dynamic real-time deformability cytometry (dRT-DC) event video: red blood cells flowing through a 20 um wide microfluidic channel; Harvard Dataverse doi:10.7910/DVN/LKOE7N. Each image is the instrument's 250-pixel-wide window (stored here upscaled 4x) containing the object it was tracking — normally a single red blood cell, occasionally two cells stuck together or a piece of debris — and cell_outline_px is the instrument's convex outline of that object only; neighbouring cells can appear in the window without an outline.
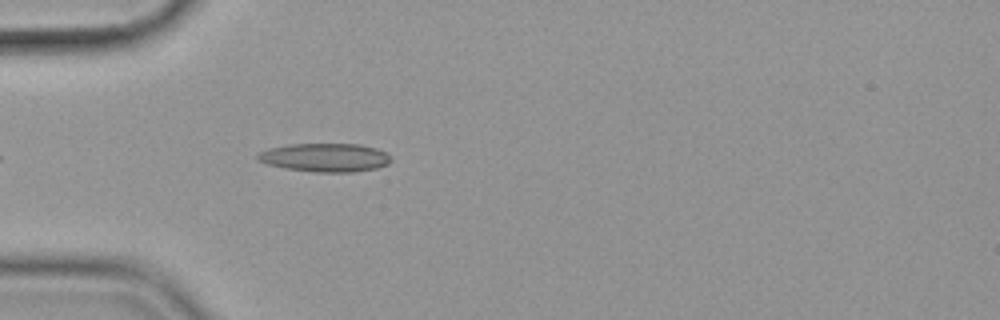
{"species": "common noctule bat (a hibernating species)", "species_latin": "Nyctalus noctula", "temperature_condition": "cold", "stored_images_in_passage": 35, "camera_frame_rate_fps": 3000, "um_per_image_px": 0.085, "animal": {"sex": "female", "body_mass_g": 19.9}, "frame": {"image": 1, "passage_image": 5, "time_ms": 1.333, "image_size_px": [1000, 320], "cell_outline_px": [[392, 160], [388, 164], [376, 168], [352, 172], [316, 172], [284, 168], [268, 164], [256, 160], [256, 152], [268, 148], [292, 144], [360, 144], [376, 148], [384, 152]], "centroid_in_image_um": [27.58, 13.39], "position_along_channel_um": 57.4, "area_um2": 22.2}}
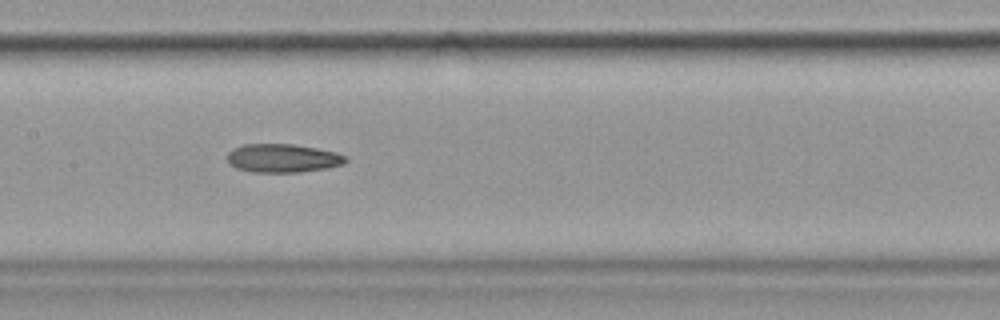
{"frame": {"image": 2, "passage_image": 16, "time_ms": 5.0, "image_size_px": [1000, 320], "cell_outline_px": [[348, 160], [344, 164], [324, 168], [300, 172], [252, 172], [236, 168], [228, 164], [228, 152], [232, 148], [244, 144], [292, 144], [316, 148], [336, 152], [348, 156]], "centroid_in_image_um": [24.02, 13.44], "position_along_channel_um": 183.4, "area_um2": 19.77}}
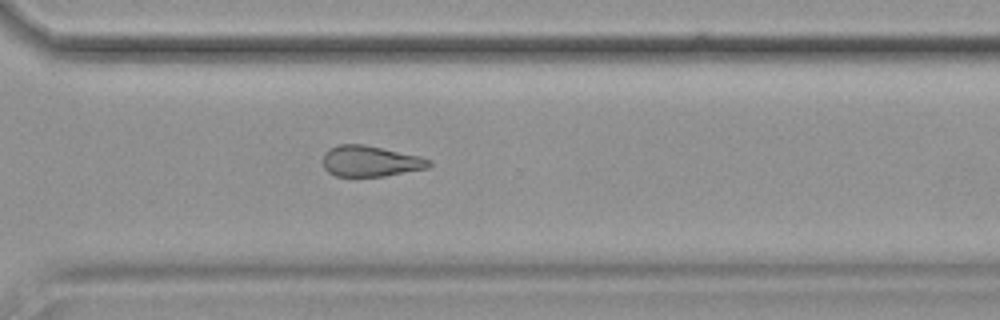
{"frame": {"image": 3, "passage_image": 29, "time_ms": 9.333, "image_size_px": [1000, 320], "cell_outline_px": [[432, 164], [428, 168], [384, 176], [336, 176], [328, 172], [324, 168], [324, 152], [340, 144], [364, 144], [420, 156], [432, 160]], "centroid_in_image_um": [31.51, 13.7], "position_along_channel_um": 339.1, "area_um2": 19.02}, "authors_computed_cell_mechanics": {"area_um2": 19.7676, "velocity_mm_per_s": 3.6004, "shape_relaxation_time_tau1_ms": null, "shape_relaxation_time_tau2_ms": 7.6319, "deformation_change_tau1": null, "deformation_change_tau2": 0.1898}}